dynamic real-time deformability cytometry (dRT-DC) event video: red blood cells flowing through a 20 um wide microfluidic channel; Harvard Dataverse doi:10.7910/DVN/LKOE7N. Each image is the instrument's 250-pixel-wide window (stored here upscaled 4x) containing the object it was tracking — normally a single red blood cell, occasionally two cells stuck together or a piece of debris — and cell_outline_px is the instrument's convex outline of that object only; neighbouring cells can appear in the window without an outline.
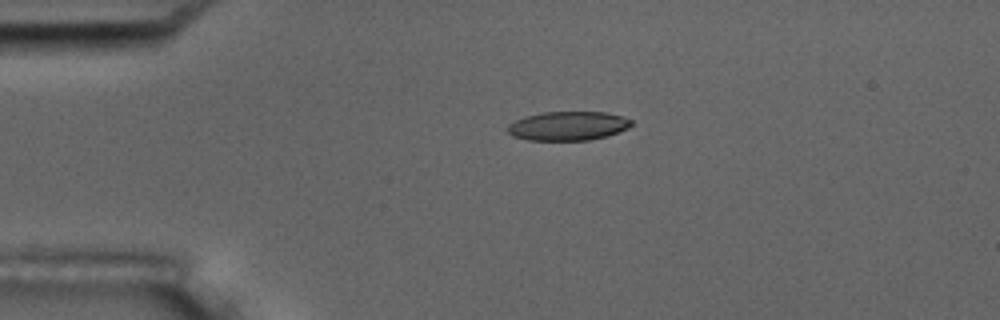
{"species": "common noctule bat (a hibernating species)", "species_latin": "Nyctalus noctula", "temperature_condition": "room temperature", "stored_images_in_passage": 5, "camera_frame_rate_fps": 3000, "um_per_image_px": 0.085, "animal": {"sex": "male", "body_mass_g": 17.5, "forearm_length_mm": 52.3}, "frame": {"image": 1, "passage_image": 4, "time_ms": 3.667, "image_size_px": [1000, 320], "cell_outline_px": [[632, 124], [628, 128], [608, 136], [588, 140], [528, 140], [512, 136], [508, 132], [508, 124], [524, 116], [544, 112], [608, 112], [632, 120]], "centroid_in_image_um": [48.27, 10.7], "position_along_channel_um": 36.7, "area_um2": 20.92}}